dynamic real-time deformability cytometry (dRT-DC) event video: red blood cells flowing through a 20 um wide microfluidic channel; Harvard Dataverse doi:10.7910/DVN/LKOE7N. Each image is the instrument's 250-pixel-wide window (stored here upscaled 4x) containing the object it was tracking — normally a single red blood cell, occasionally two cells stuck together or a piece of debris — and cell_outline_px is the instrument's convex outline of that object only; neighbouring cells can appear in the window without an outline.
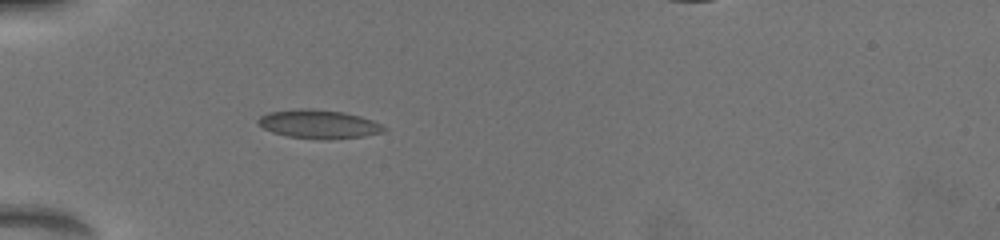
{"species": "common noctule bat (a hibernating species)", "species_latin": "Nyctalus noctula", "temperature_condition": "warm", "stored_images_in_passage": 19, "camera_frame_rate_fps": 3000, "um_per_image_px": 0.085, "animal": {"sex": "female", "body_mass_g": 19.5, "forearm_length_mm": 54.1}, "frame": {"image": 1, "passage_image": 1, "time_ms": 0.0, "image_size_px": [1000, 240], "cell_outline_px": [[388, 128], [384, 132], [364, 136], [328, 140], [320, 140], [288, 136], [272, 132], [256, 124], [256, 120], [260, 116], [268, 112], [300, 108], [312, 108], [344, 112], [360, 116], [372, 120]], "centroid_in_image_um": [27.08, 10.55], "position_along_channel_um": 57.9, "area_um2": 21.33}}
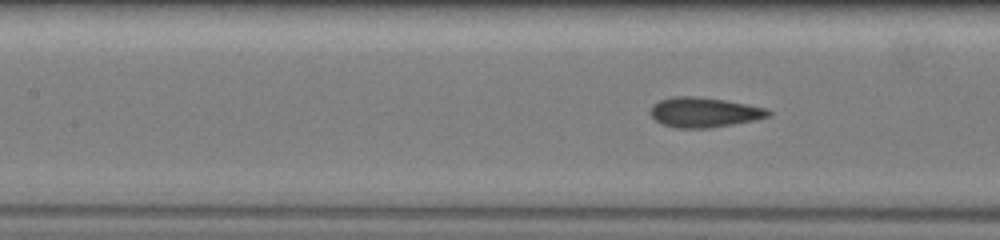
{"frame": {"image": 2, "passage_image": 13, "time_ms": 2.667, "image_size_px": [1000, 240], "cell_outline_px": [[772, 116], [756, 120], [708, 128], [676, 128], [664, 124], [656, 120], [648, 112], [652, 104], [660, 100], [672, 96], [696, 96], [724, 100], [748, 104], [764, 108], [772, 112]], "centroid_in_image_um": [59.84, 9.54], "position_along_channel_um": 147.6, "area_um2": 20.63}}
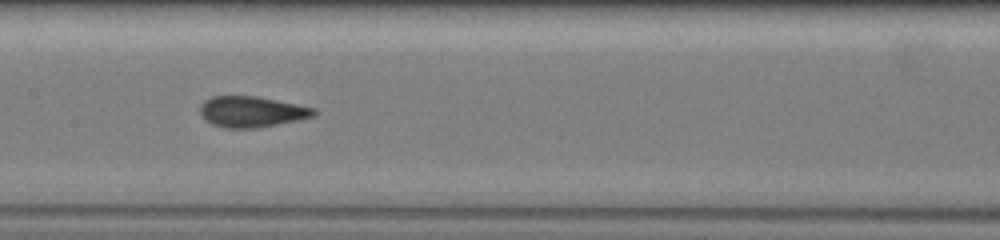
{"frame": {"image": 3, "passage_image": 18, "time_ms": 3.667, "image_size_px": [1000, 240], "cell_outline_px": [[320, 112], [312, 116], [296, 120], [256, 128], [224, 128], [212, 124], [204, 120], [200, 112], [200, 108], [204, 100], [212, 96], [256, 96], [316, 108]], "centroid_in_image_um": [21.37, 9.49], "position_along_channel_um": 186.0, "area_um2": 20.4}}